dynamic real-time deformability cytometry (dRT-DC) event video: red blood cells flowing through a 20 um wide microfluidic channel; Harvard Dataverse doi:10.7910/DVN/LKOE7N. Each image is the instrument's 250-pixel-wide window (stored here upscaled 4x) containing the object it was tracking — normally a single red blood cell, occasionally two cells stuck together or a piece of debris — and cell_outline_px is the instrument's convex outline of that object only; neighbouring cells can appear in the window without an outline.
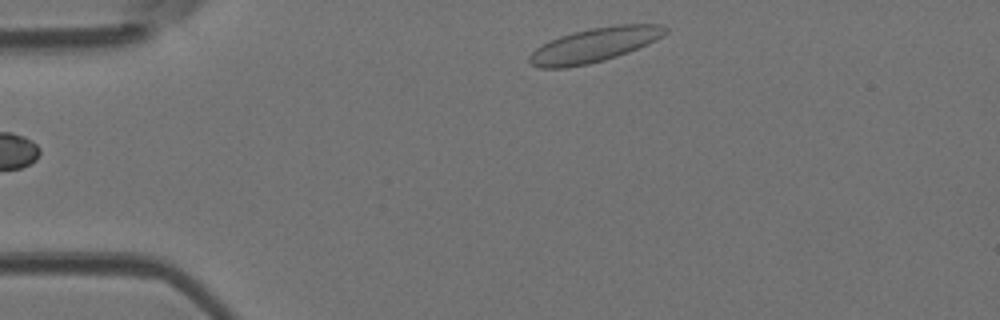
{"species": "Egyptian fruit bat (a non-hibernating species)", "species_latin": "Rousettus aegyptiacus", "temperature_condition": "room temperature", "stored_images_in_passage": 5, "camera_frame_rate_fps": 3000, "um_per_image_px": 0.085, "animal": {"sex": "female"}, "frame": {"image": 1, "passage_image": 5, "time_ms": 1.333, "image_size_px": [1000, 320], "cell_outline_px": [[668, 32], [664, 36], [648, 44], [628, 52], [604, 60], [588, 64], [568, 68], [540, 68], [532, 64], [528, 60], [528, 56], [536, 48], [560, 36], [592, 28], [616, 24], [660, 24], [668, 28]], "centroid_in_image_um": [50.56, 3.82], "position_along_channel_um": 34.4, "area_um2": 26.99}}